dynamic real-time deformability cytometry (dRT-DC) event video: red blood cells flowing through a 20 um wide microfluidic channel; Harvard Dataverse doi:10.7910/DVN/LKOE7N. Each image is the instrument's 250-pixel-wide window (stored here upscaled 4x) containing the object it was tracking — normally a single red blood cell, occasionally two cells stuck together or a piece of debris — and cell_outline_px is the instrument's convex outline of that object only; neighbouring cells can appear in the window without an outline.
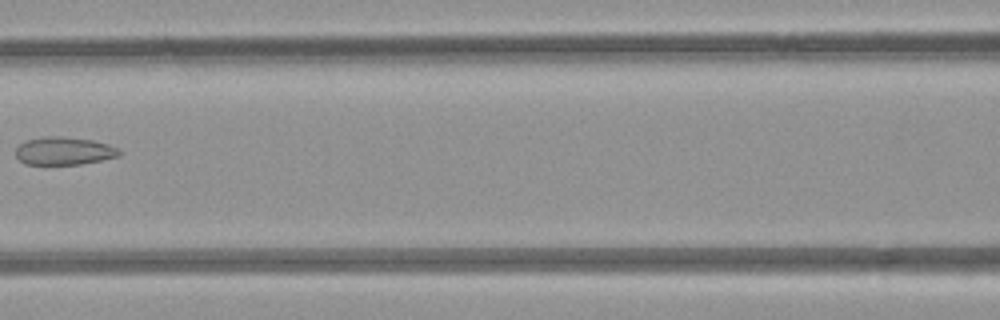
{"species": "common noctule bat (a hibernating species)", "species_latin": "Nyctalus noctula", "temperature_condition": "room temperature", "stored_images_in_passage": 6, "camera_frame_rate_fps": 3000, "um_per_image_px": 0.085, "animal": {"sex": "female", "body_mass_g": 21.9}, "frame": {"image": 1, "passage_image": 6, "time_ms": 5.667, "image_size_px": [1000, 320], "cell_outline_px": [[120, 156], [80, 164], [24, 164], [16, 156], [16, 148], [24, 140], [44, 136], [60, 136], [92, 140], [108, 144], [120, 148]], "centroid_in_image_um": [5.43, 12.82], "position_along_channel_um": 161.2, "area_um2": 16.88}}